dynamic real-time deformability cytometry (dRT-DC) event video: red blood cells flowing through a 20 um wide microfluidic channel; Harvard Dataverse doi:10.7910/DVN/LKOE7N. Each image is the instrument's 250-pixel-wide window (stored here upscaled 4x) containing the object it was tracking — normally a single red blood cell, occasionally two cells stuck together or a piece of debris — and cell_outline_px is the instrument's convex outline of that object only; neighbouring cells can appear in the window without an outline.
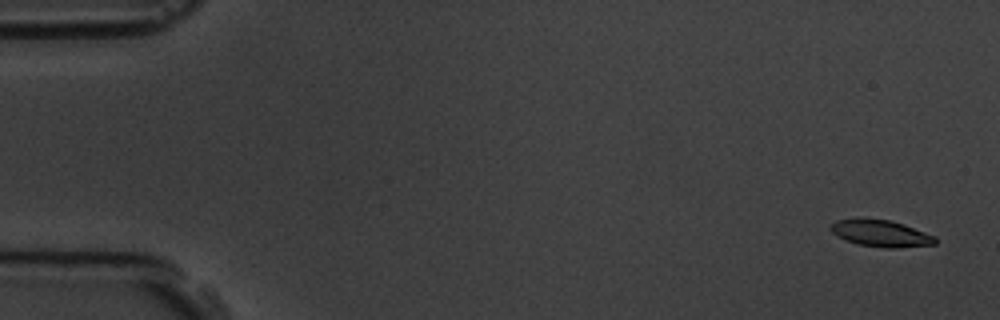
{"species": "common noctule bat (a hibernating species)", "species_latin": "Nyctalus noctula", "temperature_condition": "room temperature", "stored_images_in_passage": 5, "camera_frame_rate_fps": 3000, "um_per_image_px": 0.085, "animal": {"sex": "male", "body_mass_g": 19.5, "forearm_length_mm": 54.6}, "frame": {"image": 1, "passage_image": 1, "time_ms": 0.0, "image_size_px": [1000, 320], "cell_outline_px": [[936, 244], [896, 248], [884, 248], [856, 244], [836, 236], [828, 228], [836, 220], [888, 220], [904, 224], [936, 236]], "centroid_in_image_um": [74.9, 19.87], "position_along_channel_um": 10.1, "area_um2": 16.01}}
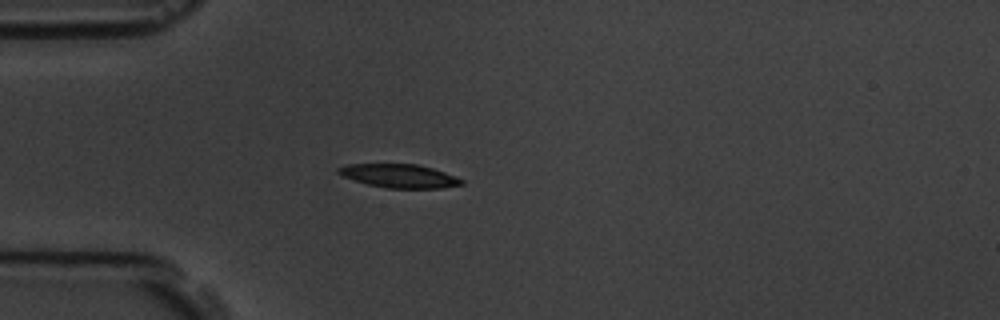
{"frame": {"image": 2, "passage_image": 5, "time_ms": 4.667, "image_size_px": [1000, 320], "cell_outline_px": [[464, 184], [440, 188], [384, 188], [368, 184], [344, 176], [336, 172], [336, 168], [348, 164], [416, 164], [432, 168], [444, 172], [464, 180]], "centroid_in_image_um": [33.94, 14.95], "position_along_channel_um": 51.1, "area_um2": 16.76}}